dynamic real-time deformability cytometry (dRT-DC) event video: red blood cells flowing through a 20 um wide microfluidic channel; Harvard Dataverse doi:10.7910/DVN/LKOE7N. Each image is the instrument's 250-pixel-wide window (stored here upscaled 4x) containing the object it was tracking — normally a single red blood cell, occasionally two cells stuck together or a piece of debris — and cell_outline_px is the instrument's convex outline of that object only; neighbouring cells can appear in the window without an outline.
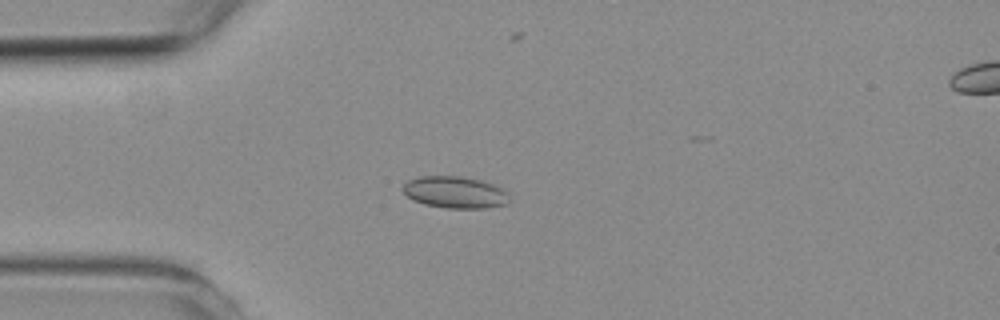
{"species": "common noctule bat (a hibernating species)", "species_latin": "Nyctalus noctula", "temperature_condition": "room temperature", "stored_images_in_passage": 5, "camera_frame_rate_fps": 3000, "um_per_image_px": 0.085, "animal": {"sex": "female", "body_mass_g": 19.3, "forearm_length_mm": 54.1}, "frame": {"image": 1, "passage_image": 4, "time_ms": 4.333, "image_size_px": [1000, 320], "cell_outline_px": [[508, 204], [484, 208], [444, 208], [424, 204], [412, 200], [400, 188], [408, 180], [420, 176], [460, 176], [480, 180], [504, 188], [508, 192]], "centroid_in_image_um": [38.67, 16.34], "position_along_channel_um": 46.3, "area_um2": 19.88}}